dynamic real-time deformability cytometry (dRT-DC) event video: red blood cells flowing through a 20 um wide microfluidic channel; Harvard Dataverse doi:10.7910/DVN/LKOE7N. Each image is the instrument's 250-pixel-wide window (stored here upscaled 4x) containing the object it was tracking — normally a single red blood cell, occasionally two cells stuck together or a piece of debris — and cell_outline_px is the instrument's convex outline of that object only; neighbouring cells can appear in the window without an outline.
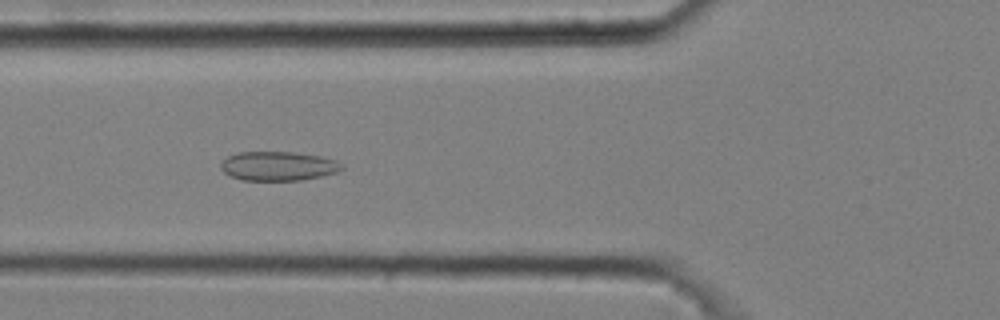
{"species": "common noctule bat (a hibernating species)", "species_latin": "Nyctalus noctula", "temperature_condition": "cold", "stored_images_in_passage": 53, "camera_frame_rate_fps": 3000, "um_per_image_px": 0.085, "animal": {"sex": "male", "body_mass_g": 20.4}, "frame": {"image": 1, "passage_image": 20, "time_ms": 6.333, "image_size_px": [1000, 320], "cell_outline_px": [[344, 168], [336, 172], [320, 176], [300, 180], [240, 180], [224, 172], [220, 168], [220, 164], [228, 156], [240, 152], [292, 152], [324, 156], [336, 160]], "centroid_in_image_um": [23.65, 14.11], "position_along_channel_um": 102.2, "area_um2": 20.46}}
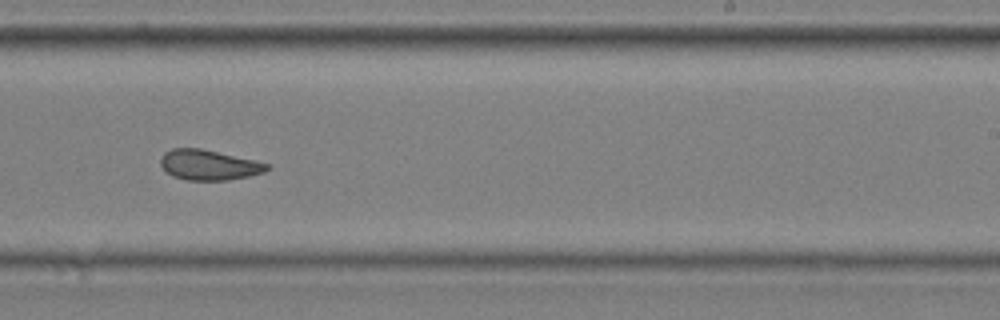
{"frame": {"image": 2, "passage_image": 34, "time_ms": 11.0, "image_size_px": [1000, 320], "cell_outline_px": [[272, 168], [264, 172], [248, 176], [228, 180], [188, 180], [172, 176], [160, 164], [160, 156], [164, 152], [172, 148], [200, 148], [272, 164]], "centroid_in_image_um": [17.77, 14.01], "position_along_channel_um": 271.2, "area_um2": 18.79}}
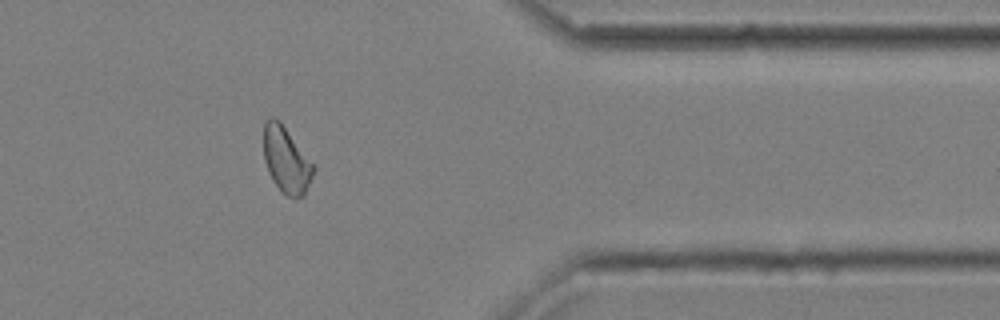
{"frame": {"image": 3, "passage_image": 45, "time_ms": 14.667, "image_size_px": [1000, 320], "cell_outline_px": [[316, 168], [304, 196], [288, 196], [272, 180], [264, 160], [264, 120], [268, 116], [272, 116], [280, 120]], "centroid_in_image_um": [24.32, 13.54], "position_along_channel_um": 387.1, "area_um2": 18.96}, "authors_computed_cell_mechanics": {"area_um2": 19.7676, "velocity_mm_per_s": 3.6235, "shape_relaxation_time_tau1_ms": null, "shape_relaxation_time_tau2_ms": 2.0421, "deformation_change_tau1": null, "deformation_change_tau2": 0.0805}}